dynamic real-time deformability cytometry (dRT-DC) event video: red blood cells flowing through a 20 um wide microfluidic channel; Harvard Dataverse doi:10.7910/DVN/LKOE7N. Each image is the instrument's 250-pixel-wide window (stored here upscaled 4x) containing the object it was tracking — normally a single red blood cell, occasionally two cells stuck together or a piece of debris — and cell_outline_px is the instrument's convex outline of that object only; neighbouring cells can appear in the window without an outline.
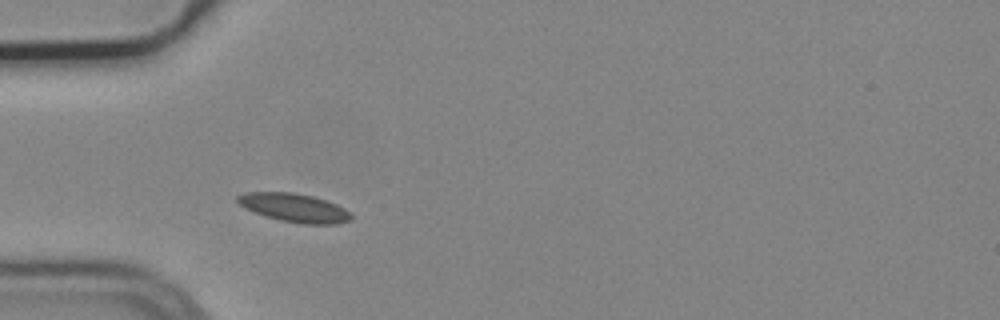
{"species": "common noctule bat (a hibernating species)", "species_latin": "Nyctalus noctula", "temperature_condition": "cold", "stored_images_in_passage": 4, "camera_frame_rate_fps": 3000, "um_per_image_px": 0.085, "animal": {"sex": "male", "body_mass_g": 19.2, "forearm_length_mm": 51.8}, "frame": {"image": 1, "passage_image": 1, "time_ms": 0.0, "image_size_px": [1000, 320], "cell_outline_px": [[352, 220], [336, 224], [304, 224], [280, 220], [256, 212], [240, 204], [236, 200], [236, 196], [244, 192], [292, 192], [312, 196], [336, 204], [352, 212]], "centroid_in_image_um": [25.06, 17.65], "position_along_channel_um": 59.9, "area_um2": 18.73}}
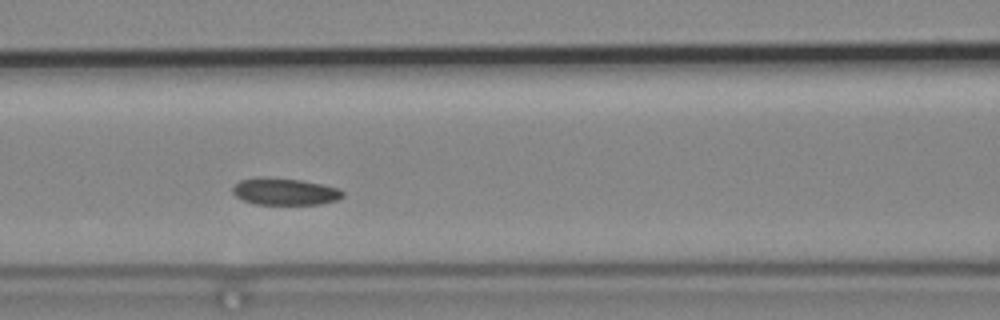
{"frame": {"image": 2, "passage_image": 3, "time_ms": 0.667, "image_size_px": [1000, 320], "cell_outline_px": [[344, 196], [336, 200], [320, 204], [256, 204], [244, 200], [236, 196], [232, 192], [232, 188], [240, 180], [256, 176], [260, 176], [300, 180], [320, 184], [336, 188], [344, 192]], "centroid_in_image_um": [24.17, 16.27], "position_along_channel_um": 142.4, "area_um2": 17.17}}
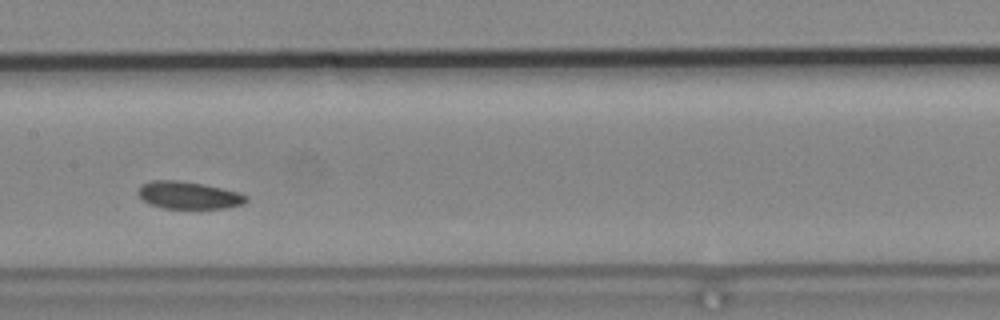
{"frame": {"image": 3, "passage_image": 4, "time_ms": 1.0, "image_size_px": [1000, 320], "cell_outline_px": [[248, 200], [244, 204], [228, 208], [164, 208], [148, 204], [136, 192], [140, 184], [152, 180], [176, 180], [204, 184], [236, 192], [248, 196]], "centroid_in_image_um": [16.0, 16.59], "position_along_channel_um": 191.4, "area_um2": 17.28}}